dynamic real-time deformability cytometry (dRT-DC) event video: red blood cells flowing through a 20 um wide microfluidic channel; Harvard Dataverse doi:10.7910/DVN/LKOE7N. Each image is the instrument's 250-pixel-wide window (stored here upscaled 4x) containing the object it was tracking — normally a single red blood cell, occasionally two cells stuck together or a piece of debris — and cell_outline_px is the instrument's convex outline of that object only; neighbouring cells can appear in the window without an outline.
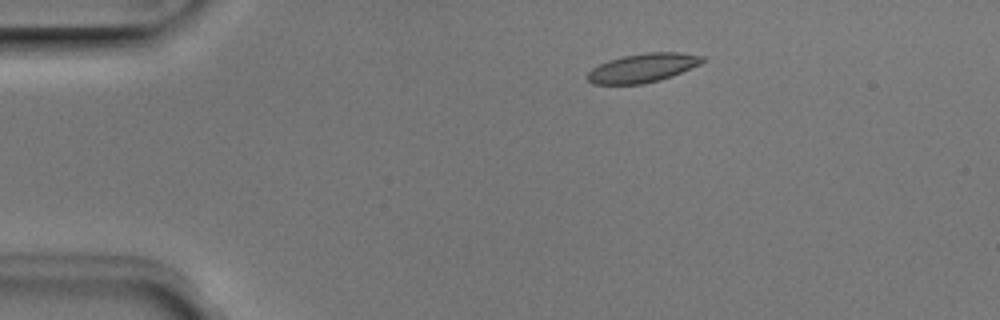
{"species": "Egyptian fruit bat (a non-hibernating species)", "species_latin": "Rousettus aegyptiacus", "temperature_condition": "room temperature", "stored_images_in_passage": 3, "camera_frame_rate_fps": 3000, "um_per_image_px": 0.085, "animal": {"sex": "male"}, "frame": {"image": 1, "passage_image": 2, "time_ms": 0.333, "image_size_px": [1000, 320], "cell_outline_px": [[704, 60], [700, 64], [672, 76], [660, 80], [644, 84], [592, 84], [584, 76], [592, 68], [608, 60], [624, 56], [648, 52], [680, 52], [704, 56]], "centroid_in_image_um": [54.61, 5.77], "position_along_channel_um": 30.4, "area_um2": 19.36}}